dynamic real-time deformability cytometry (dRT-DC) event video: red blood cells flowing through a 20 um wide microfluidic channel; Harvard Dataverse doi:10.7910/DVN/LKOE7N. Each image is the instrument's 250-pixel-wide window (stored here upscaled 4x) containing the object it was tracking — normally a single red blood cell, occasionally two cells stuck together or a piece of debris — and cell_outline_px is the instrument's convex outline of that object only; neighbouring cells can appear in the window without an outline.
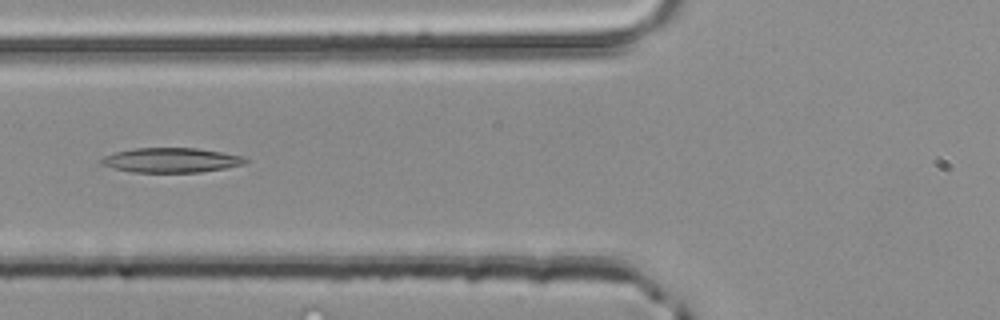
{"species": "common noctule bat (a hibernating species)", "species_latin": "Nyctalus noctula", "temperature_condition": "room temperature", "stored_images_in_passage": 4, "camera_frame_rate_fps": 3000, "um_per_image_px": 0.085, "animal": {"sex": "male", "body_mass_g": 20.4}, "frame": {"image": 1, "passage_image": 4, "time_ms": 1.0, "image_size_px": [1000, 320], "cell_outline_px": [[248, 160], [244, 164], [224, 168], [200, 172], [132, 172], [112, 168], [100, 164], [100, 160], [104, 156], [116, 152], [132, 148], [196, 148], [224, 152], [244, 156]], "centroid_in_image_um": [14.54, 13.61], "position_along_channel_um": 111.3, "area_um2": 20.75}}